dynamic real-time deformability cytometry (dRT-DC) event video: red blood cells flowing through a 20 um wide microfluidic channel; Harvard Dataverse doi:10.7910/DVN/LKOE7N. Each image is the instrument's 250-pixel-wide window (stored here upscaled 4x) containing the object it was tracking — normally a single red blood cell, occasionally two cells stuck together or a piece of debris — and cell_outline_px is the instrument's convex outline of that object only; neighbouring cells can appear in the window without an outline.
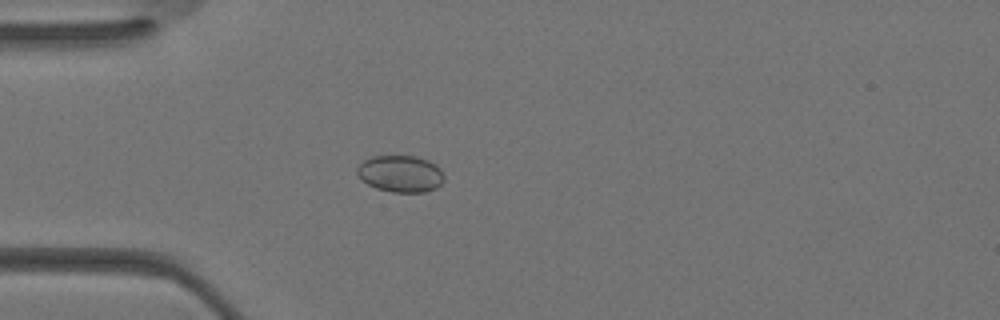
{"species": "Egyptian fruit bat (a non-hibernating species)", "species_latin": "Rousettus aegyptiacus", "temperature_condition": "warm", "stored_images_in_passage": 34, "camera_frame_rate_fps": 3000, "um_per_image_px": 0.085, "animal": {"sex": "female"}, "frame": {"image": 1, "passage_image": 9, "time_ms": 2.667, "image_size_px": [1000, 320], "cell_outline_px": [[444, 180], [436, 188], [424, 192], [392, 192], [376, 188], [368, 184], [356, 172], [356, 168], [364, 160], [372, 156], [416, 156], [428, 160], [436, 164], [440, 168], [444, 176]], "centroid_in_image_um": [34.06, 14.76], "position_along_channel_um": 50.9, "area_um2": 18.61}}
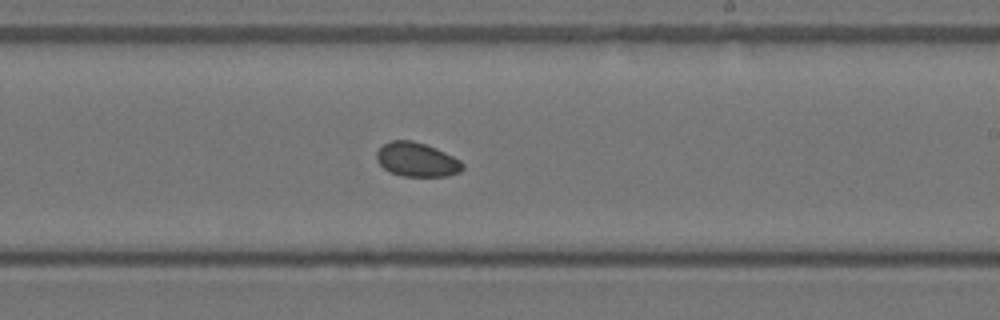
{"frame": {"image": 2, "passage_image": 20, "time_ms": 6.333, "image_size_px": [1000, 320], "cell_outline_px": [[464, 168], [460, 172], [448, 176], [400, 176], [384, 168], [376, 160], [376, 152], [384, 144], [392, 140], [412, 140], [436, 148], [460, 160], [464, 164]], "centroid_in_image_um": [35.44, 13.57], "position_along_channel_um": 253.6, "area_um2": 17.05}}
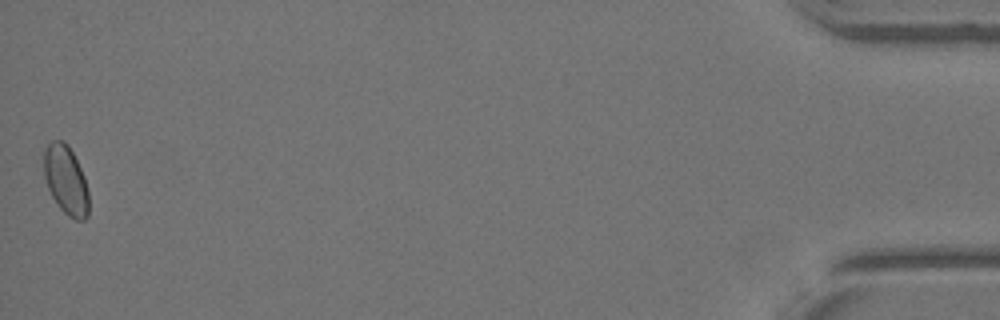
{"frame": {"image": 3, "passage_image": 34, "time_ms": 11.0, "image_size_px": [1000, 320], "cell_outline_px": [[88, 216], [84, 220], [76, 220], [68, 216], [60, 208], [52, 196], [48, 188], [44, 176], [44, 152], [48, 144], [52, 140], [64, 140], [68, 144], [84, 176], [88, 188]], "centroid_in_image_um": [5.6, 15.31], "position_along_channel_um": 429.6, "area_um2": 17.98}}